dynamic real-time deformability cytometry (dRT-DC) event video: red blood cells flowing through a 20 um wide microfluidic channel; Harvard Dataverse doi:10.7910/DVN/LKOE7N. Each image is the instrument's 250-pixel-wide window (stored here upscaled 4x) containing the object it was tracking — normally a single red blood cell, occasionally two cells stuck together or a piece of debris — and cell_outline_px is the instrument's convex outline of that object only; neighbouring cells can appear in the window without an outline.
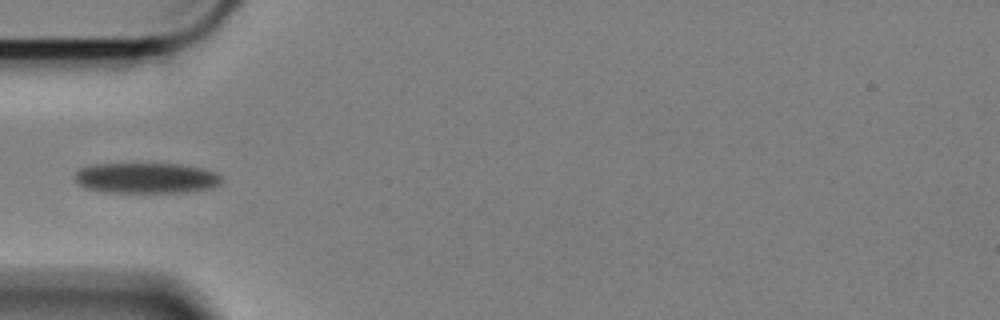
{"species": "Egyptian fruit bat (a non-hibernating species)", "species_latin": "Rousettus aegyptiacus", "temperature_condition": "cold", "stored_images_in_passage": 41, "camera_frame_rate_fps": 3000, "um_per_image_px": 0.085, "animal": {"sex": "female"}, "frame": {"image": 1, "passage_image": 1, "time_ms": 0.0, "image_size_px": [1000, 320], "cell_outline_px": [[224, 180], [220, 184], [212, 188], [184, 192], [104, 192], [84, 188], [76, 180], [76, 172], [80, 168], [92, 164], [180, 164], [204, 168], [216, 172]], "centroid_in_image_um": [12.47, 15.13], "position_along_channel_um": 72.5, "area_um2": 26.24}}
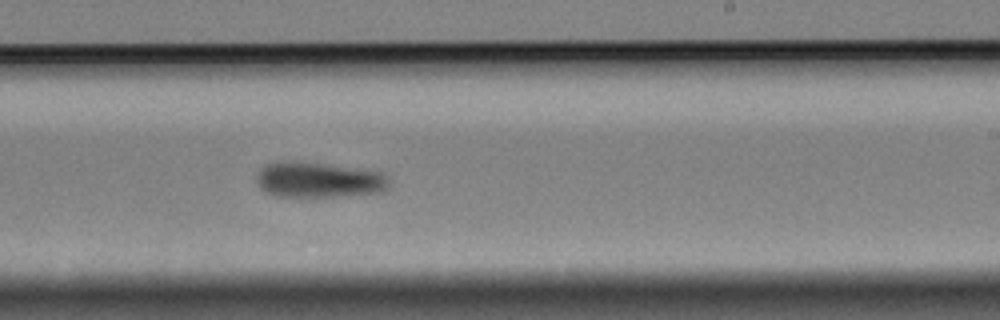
{"frame": {"image": 2, "passage_image": 18, "time_ms": 5.667, "image_size_px": [1000, 320], "cell_outline_px": [[388, 188], [384, 192], [336, 196], [276, 196], [264, 192], [260, 188], [256, 180], [256, 172], [264, 164], [276, 160], [292, 160], [324, 164], [380, 172], [388, 176]], "centroid_in_image_um": [27.0, 15.27], "position_along_channel_um": 262.0, "area_um2": 27.63}}
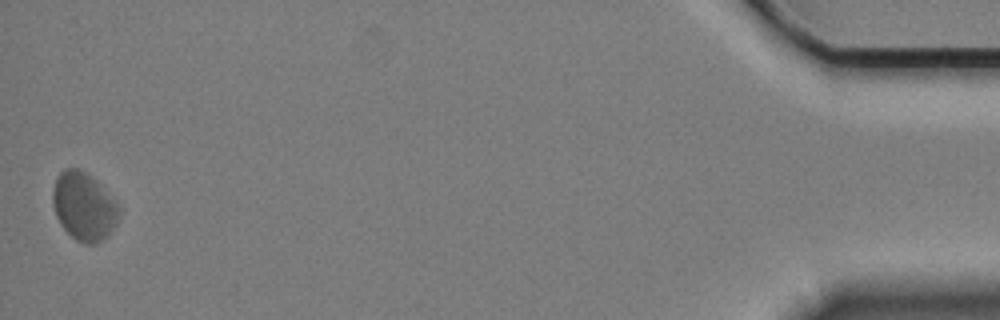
{"frame": {"image": 3, "passage_image": 41, "time_ms": 13.333, "image_size_px": [1000, 320], "cell_outline_px": [[120, 212], [116, 224], [112, 232], [104, 240], [96, 244], [84, 244], [76, 240], [60, 224], [56, 216], [52, 204], [52, 188], [56, 176], [64, 168], [80, 168], [92, 176], [100, 184], [120, 208]], "centroid_in_image_um": [7.11, 17.54], "position_along_channel_um": 428.1, "area_um2": 26.65}}